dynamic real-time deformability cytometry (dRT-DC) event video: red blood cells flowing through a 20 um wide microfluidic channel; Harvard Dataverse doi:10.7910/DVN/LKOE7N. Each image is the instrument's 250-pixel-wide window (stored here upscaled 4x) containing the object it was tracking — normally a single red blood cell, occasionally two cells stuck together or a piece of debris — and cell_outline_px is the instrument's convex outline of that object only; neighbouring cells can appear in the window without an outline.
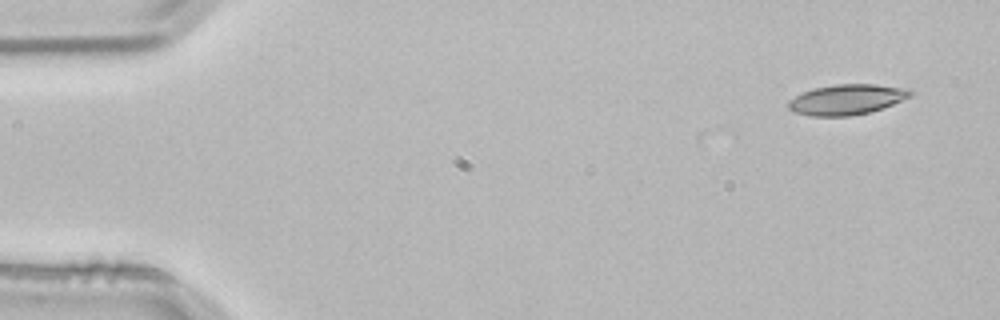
{"species": "common noctule bat (a hibernating species)", "species_latin": "Nyctalus noctula", "temperature_condition": "room temperature", "stored_images_in_passage": 3, "camera_frame_rate_fps": 3000, "um_per_image_px": 0.085, "animal": {"sex": "male", "body_mass_g": 21.5, "forearm_length_mm": 52.0}, "frame": {"image": 1, "passage_image": 1, "time_ms": 0.0, "image_size_px": [1000, 320], "cell_outline_px": [[912, 96], [892, 104], [868, 112], [848, 116], [808, 116], [792, 112], [788, 108], [788, 100], [804, 92], [816, 88], [836, 84], [876, 84], [912, 88]], "centroid_in_image_um": [71.98, 8.45], "position_along_channel_um": 13.0, "area_um2": 21.56}}
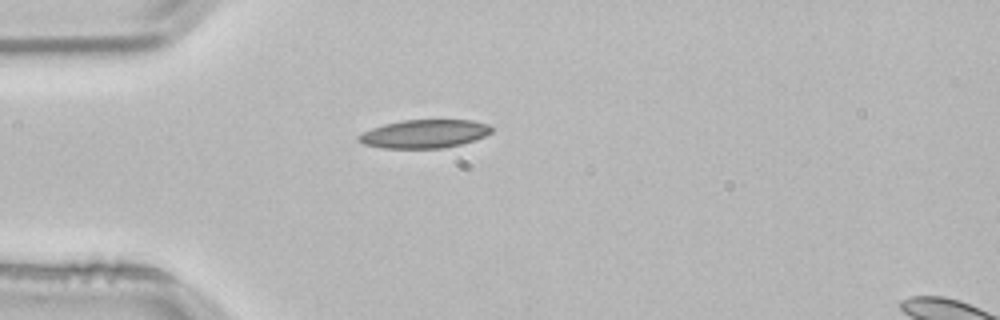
{"frame": {"image": 2, "passage_image": 3, "time_ms": 0.667, "image_size_px": [1000, 320], "cell_outline_px": [[492, 132], [484, 136], [460, 144], [440, 148], [384, 148], [364, 144], [356, 140], [356, 136], [372, 128], [384, 124], [404, 120], [472, 120], [488, 124], [492, 128]], "centroid_in_image_um": [36.05, 11.37], "position_along_channel_um": 49.0, "area_um2": 21.79}}